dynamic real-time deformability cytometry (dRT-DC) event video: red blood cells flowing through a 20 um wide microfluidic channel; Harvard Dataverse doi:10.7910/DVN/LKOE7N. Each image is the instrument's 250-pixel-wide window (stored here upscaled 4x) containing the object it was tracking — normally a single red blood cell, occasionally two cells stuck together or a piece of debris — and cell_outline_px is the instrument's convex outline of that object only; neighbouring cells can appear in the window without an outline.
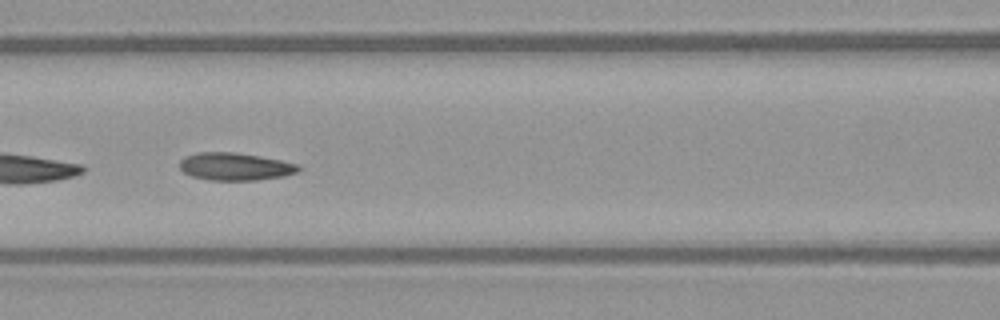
{"species": "common noctule bat (a hibernating species)", "species_latin": "Nyctalus noctula", "temperature_condition": "warm", "stored_images_in_passage": 30, "segment_of_instrument_passage": [2, 2], "camera_frame_rate_fps": 3000, "um_per_image_px": 0.085, "animal": {"sex": "female", "body_mass_g": 21.9}, "frame": {"image": 1, "passage_image": 25, "time_ms": 8.0, "image_size_px": [1000, 320], "cell_outline_px": [[300, 172], [284, 176], [256, 180], [208, 180], [192, 176], [184, 172], [180, 168], [180, 160], [184, 156], [196, 152], [236, 152], [260, 156], [300, 164]], "centroid_in_image_um": [20.0, 14.15], "position_along_channel_um": 146.6, "area_um2": 19.31}}